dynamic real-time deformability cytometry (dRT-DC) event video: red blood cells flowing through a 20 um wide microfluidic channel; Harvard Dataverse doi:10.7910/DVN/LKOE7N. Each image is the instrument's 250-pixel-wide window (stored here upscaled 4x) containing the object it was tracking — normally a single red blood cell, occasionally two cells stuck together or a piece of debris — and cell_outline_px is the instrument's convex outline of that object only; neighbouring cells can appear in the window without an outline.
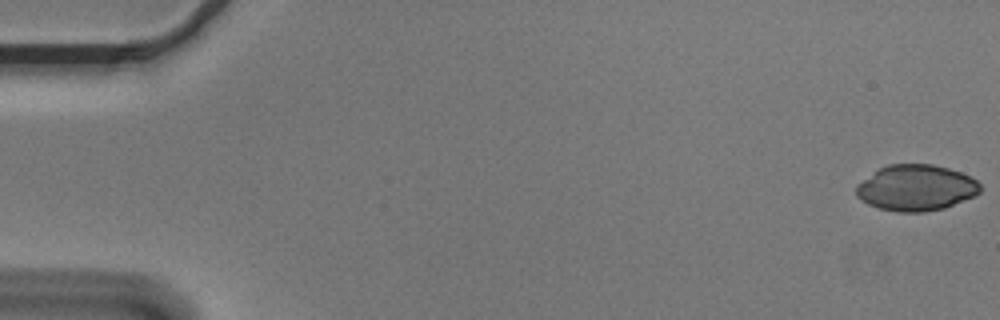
{"species": "Egyptian fruit bat (a non-hibernating species)", "species_latin": "Rousettus aegyptiacus", "temperature_condition": "cold", "stored_images_in_passage": 55, "camera_frame_rate_fps": 3000, "um_per_image_px": 0.085, "animal": {"sex": "male"}, "frame": {"image": 1, "passage_image": 1, "time_ms": 0.0, "image_size_px": [1000, 320], "cell_outline_px": [[980, 192], [976, 196], [944, 208], [924, 212], [896, 212], [880, 208], [868, 204], [860, 200], [856, 196], [856, 184], [880, 168], [888, 164], [932, 164], [948, 168], [972, 176], [980, 184]], "centroid_in_image_um": [77.87, 15.97], "position_along_channel_um": 7.1, "area_um2": 33.41}}